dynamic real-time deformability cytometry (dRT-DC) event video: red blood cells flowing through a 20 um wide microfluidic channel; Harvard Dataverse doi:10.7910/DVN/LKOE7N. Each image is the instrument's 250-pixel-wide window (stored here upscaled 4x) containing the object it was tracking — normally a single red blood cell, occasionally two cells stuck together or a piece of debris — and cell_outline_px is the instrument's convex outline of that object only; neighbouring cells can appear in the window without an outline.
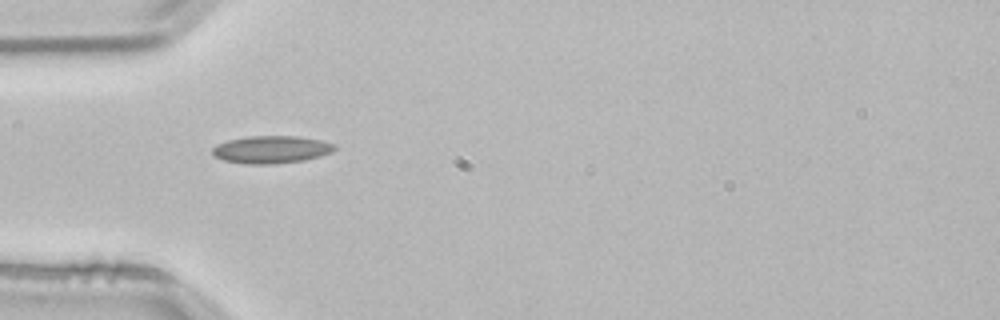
{"species": "common noctule bat (a hibernating species)", "species_latin": "Nyctalus noctula", "temperature_condition": "room temperature", "stored_images_in_passage": 38, "camera_frame_rate_fps": 3000, "um_per_image_px": 0.085, "animal": {"sex": "male", "body_mass_g": 21.5, "forearm_length_mm": 52.0}, "frame": {"image": 1, "passage_image": 1, "time_ms": 0.0, "image_size_px": [1000, 320], "cell_outline_px": [[336, 148], [332, 152], [320, 156], [304, 160], [272, 164], [244, 164], [224, 160], [216, 156], [212, 152], [212, 148], [216, 144], [228, 140], [248, 136], [296, 136], [320, 140], [336, 144]], "centroid_in_image_um": [23.06, 12.71], "position_along_channel_um": 61.9, "area_um2": 19.59}}
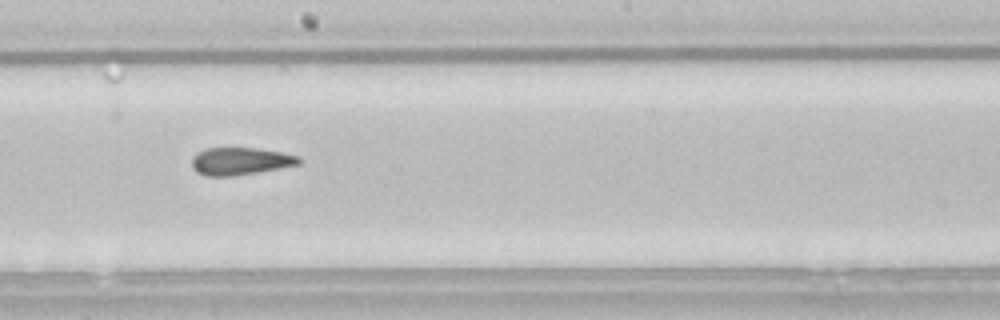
{"frame": {"image": 2, "passage_image": 14, "time_ms": 4.333, "image_size_px": [1000, 320], "cell_outline_px": [[300, 164], [256, 172], [232, 176], [208, 176], [196, 172], [192, 168], [192, 156], [208, 148], [256, 148], [280, 152], [296, 156], [300, 160]], "centroid_in_image_um": [20.38, 13.7], "position_along_channel_um": 227.8, "area_um2": 16.82}}
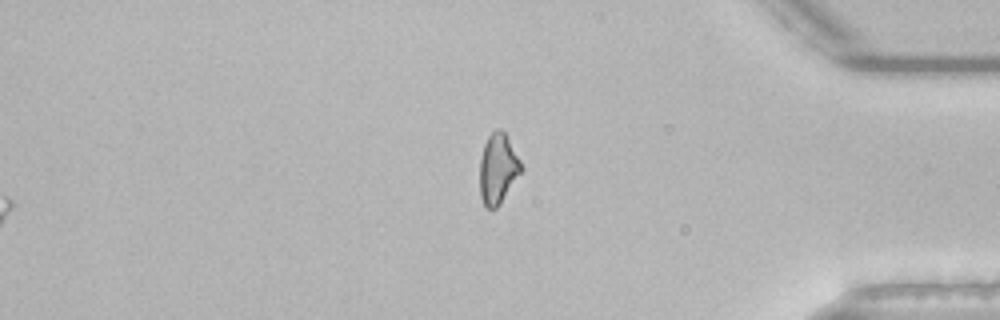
{"frame": {"image": 3, "passage_image": 29, "time_ms": 9.333, "image_size_px": [1000, 320], "cell_outline_px": [[524, 168], [500, 204], [496, 208], [488, 208], [484, 204], [480, 196], [480, 160], [484, 144], [488, 136], [496, 128], [500, 128], [504, 132], [520, 160]], "centroid_in_image_um": [42.32, 14.34], "position_along_channel_um": 392.9, "area_um2": 16.82}, "authors_computed_cell_mechanics": {"area_um2": 17.3978, "velocity_mm_per_s": 3.8521, "shape_relaxation_time_tau1_ms": null, "shape_relaxation_time_tau2_ms": 2.5015, "deformation_change_tau1": null, "deformation_change_tau2": 0.1153}}